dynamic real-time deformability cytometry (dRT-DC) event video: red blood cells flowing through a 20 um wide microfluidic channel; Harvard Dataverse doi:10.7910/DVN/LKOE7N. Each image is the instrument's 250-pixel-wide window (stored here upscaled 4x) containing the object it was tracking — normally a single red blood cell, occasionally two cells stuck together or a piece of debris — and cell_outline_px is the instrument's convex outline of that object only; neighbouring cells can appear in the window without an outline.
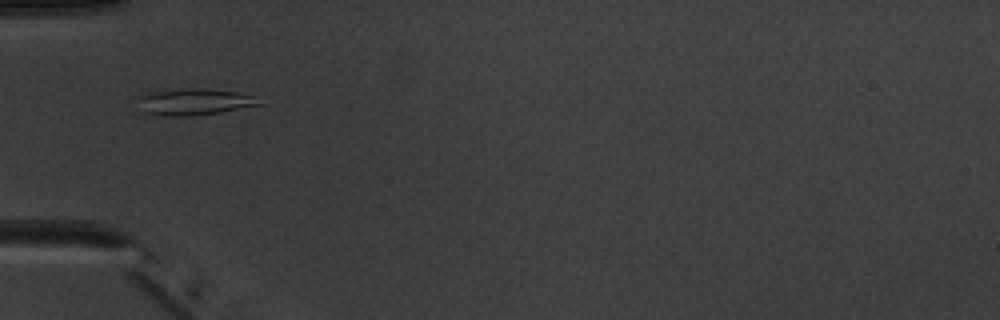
{"species": "common noctule bat (a hibernating species)", "species_latin": "Nyctalus noctula", "temperature_condition": "warm", "stored_images_in_passage": 4, "camera_frame_rate_fps": 3000, "um_per_image_px": 0.085, "animal": {"sex": "male", "body_mass_g": 20.1, "forearm_length_mm": 53.5}, "frame": {"image": 1, "passage_image": 2, "time_ms": 1.0, "image_size_px": [1000, 320], "cell_outline_px": [[260, 104], [220, 112], [188, 116], [168, 116], [144, 112], [140, 100], [140, 96], [152, 92], [192, 88], [208, 88], [236, 92], [252, 96]], "centroid_in_image_um": [16.51, 8.65], "position_along_channel_um": 68.5, "area_um2": 17.98}}